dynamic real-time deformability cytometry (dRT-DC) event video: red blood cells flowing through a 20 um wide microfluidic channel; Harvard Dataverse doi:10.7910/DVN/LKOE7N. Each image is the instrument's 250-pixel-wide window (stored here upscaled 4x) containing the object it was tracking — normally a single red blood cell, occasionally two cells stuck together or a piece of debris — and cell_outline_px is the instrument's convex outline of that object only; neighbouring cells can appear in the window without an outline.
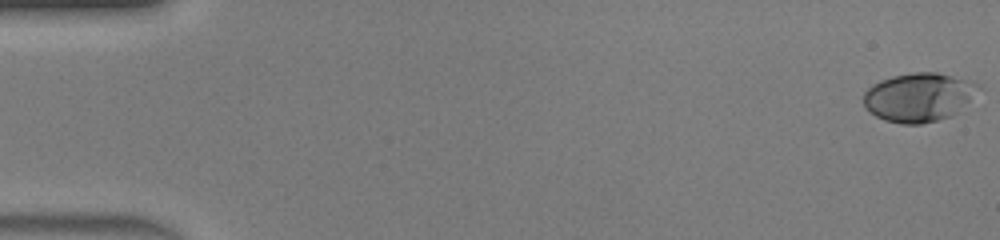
{"species": "human", "species_latin": "Homo sapiens", "temperature_condition": "warm", "stored_images_in_passage": 47, "camera_frame_rate_fps": 3000, "um_per_image_px": 0.085, "donor": {"sex": "male"}, "frame": {"image": 1, "passage_image": 1, "time_ms": 0.0, "image_size_px": [1000, 240], "cell_outline_px": [[984, 88], [952, 116], [920, 124], [900, 124], [884, 120], [876, 116], [864, 108], [864, 92], [872, 84], [880, 80], [892, 76], [912, 72], [936, 72], [976, 80]], "centroid_in_image_um": [78.15, 8.24], "position_along_channel_um": 6.9, "area_um2": 33.29}}
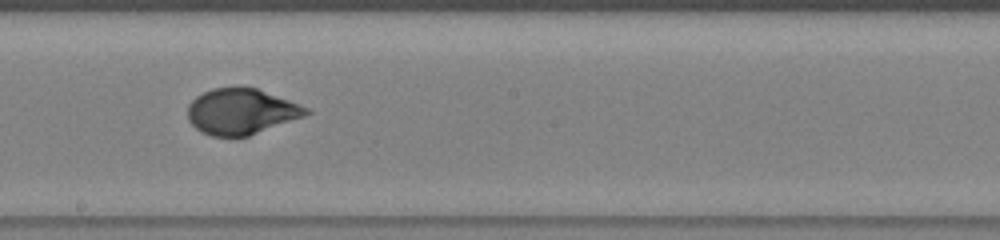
{"frame": {"image": 2, "passage_image": 27, "time_ms": 8.667, "image_size_px": [1000, 240], "cell_outline_px": [[312, 112], [304, 116], [248, 136], [212, 136], [196, 128], [188, 120], [188, 104], [196, 96], [212, 88], [240, 84], [256, 88], [300, 104], [308, 108]], "centroid_in_image_um": [20.49, 9.44], "position_along_channel_um": 227.7, "area_um2": 31.79}}
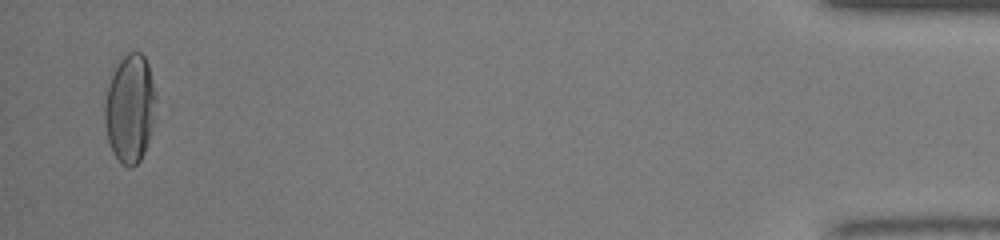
{"frame": {"image": 3, "passage_image": 46, "time_ms": 15.0, "image_size_px": [1000, 240], "cell_outline_px": [[156, 116], [144, 152], [140, 160], [132, 168], [128, 168], [112, 152], [108, 140], [104, 120], [104, 108], [108, 88], [112, 76], [120, 60], [128, 52], [140, 52], [144, 56], [148, 64], [152, 80]], "centroid_in_image_um": [11.05, 9.25], "position_along_channel_um": 424.2, "area_um2": 31.85}, "authors_computed_cell_mechanics": {"area_um2": 31.8478, "velocity_mm_per_s": 4.4352, "shape_relaxation_time_tau1_ms": 5.2907, "shape_relaxation_time_tau2_ms": null, "deformation_change_tau1": 0.2567, "deformation_change_tau2": null}}